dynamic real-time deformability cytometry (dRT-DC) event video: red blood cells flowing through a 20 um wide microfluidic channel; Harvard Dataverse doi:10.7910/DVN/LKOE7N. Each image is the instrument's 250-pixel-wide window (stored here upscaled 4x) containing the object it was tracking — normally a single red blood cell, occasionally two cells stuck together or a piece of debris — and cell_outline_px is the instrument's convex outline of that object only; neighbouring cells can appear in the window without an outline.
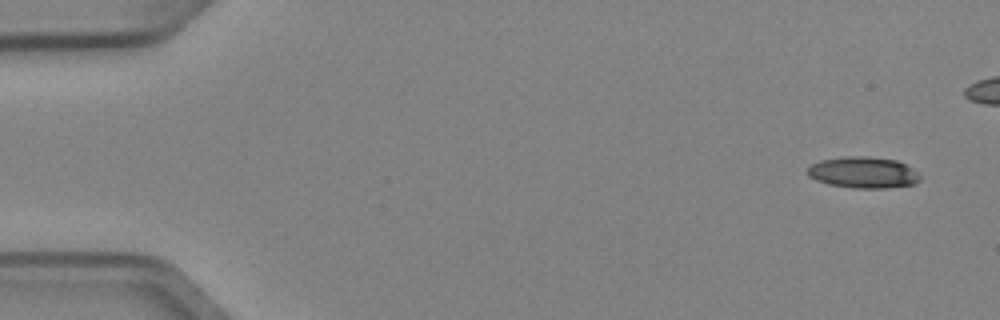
{"species": "Egyptian fruit bat (a non-hibernating species)", "species_latin": "Rousettus aegyptiacus", "temperature_condition": "cold", "stored_images_in_passage": 9, "camera_frame_rate_fps": 3000, "um_per_image_px": 0.085, "animal": {"sex": "female"}, "frame": {"image": 1, "passage_image": 1, "time_ms": 0.0, "image_size_px": [1000, 320], "cell_outline_px": [[920, 180], [912, 184], [888, 188], [852, 188], [828, 184], [816, 180], [808, 176], [808, 168], [812, 164], [820, 160], [844, 156], [868, 156], [896, 160], [912, 168], [920, 176]], "centroid_in_image_um": [73.35, 14.66], "position_along_channel_um": 11.6, "area_um2": 20.52}}
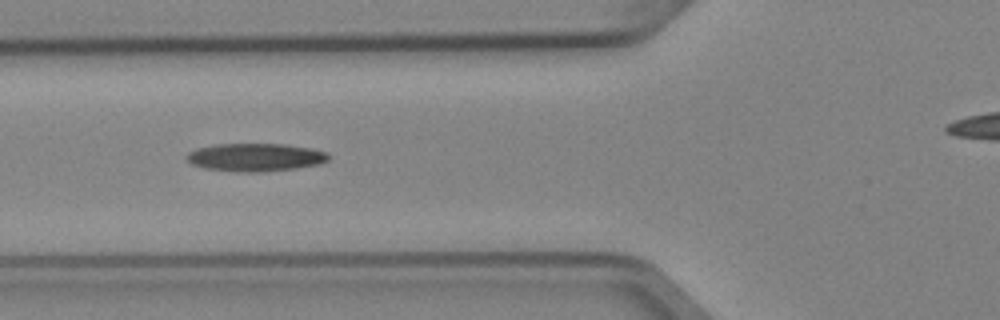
{"frame": {"image": 2, "passage_image": 6, "time_ms": 1.667, "image_size_px": [1000, 320], "cell_outline_px": [[328, 160], [320, 164], [296, 168], [260, 172], [236, 172], [204, 168], [192, 164], [184, 156], [188, 152], [196, 148], [216, 144], [284, 144], [312, 148], [328, 152]], "centroid_in_image_um": [21.69, 13.37], "position_along_channel_um": 104.1, "area_um2": 23.29}}
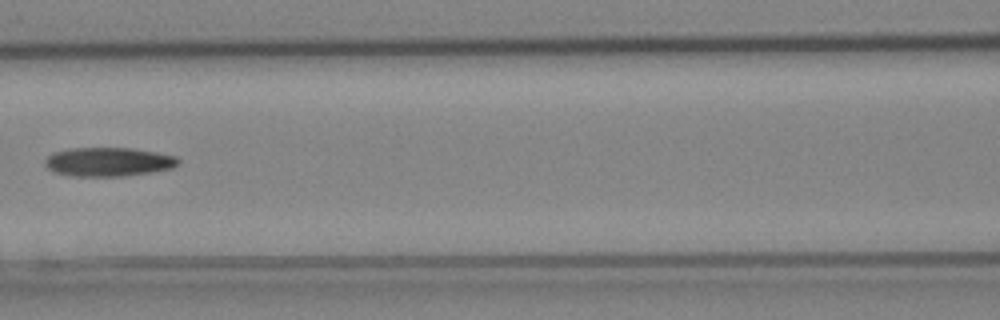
{"frame": {"image": 3, "passage_image": 7, "time_ms": 2.0, "image_size_px": [1000, 320], "cell_outline_px": [[180, 164], [172, 168], [152, 172], [124, 176], [72, 176], [52, 172], [44, 164], [44, 160], [48, 156], [56, 152], [76, 148], [128, 148], [156, 152], [176, 156], [180, 160]], "centroid_in_image_um": [9.24, 13.77], "position_along_channel_um": 157.4, "area_um2": 22.43}}